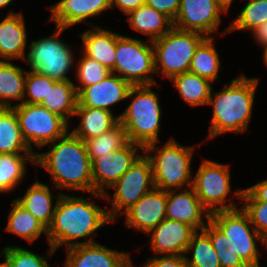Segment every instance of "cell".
Returning <instances> with one entry per match:
<instances>
[{"instance_id": "obj_38", "label": "cell", "mask_w": 267, "mask_h": 267, "mask_svg": "<svg viewBox=\"0 0 267 267\" xmlns=\"http://www.w3.org/2000/svg\"><path fill=\"white\" fill-rule=\"evenodd\" d=\"M56 82L57 80L48 76L30 70L27 71L23 103L41 104L47 97L50 87H53Z\"/></svg>"}, {"instance_id": "obj_42", "label": "cell", "mask_w": 267, "mask_h": 267, "mask_svg": "<svg viewBox=\"0 0 267 267\" xmlns=\"http://www.w3.org/2000/svg\"><path fill=\"white\" fill-rule=\"evenodd\" d=\"M143 267H188V264L182 255H156L148 258Z\"/></svg>"}, {"instance_id": "obj_48", "label": "cell", "mask_w": 267, "mask_h": 267, "mask_svg": "<svg viewBox=\"0 0 267 267\" xmlns=\"http://www.w3.org/2000/svg\"><path fill=\"white\" fill-rule=\"evenodd\" d=\"M263 61L265 66L267 67V46L263 47Z\"/></svg>"}, {"instance_id": "obj_27", "label": "cell", "mask_w": 267, "mask_h": 267, "mask_svg": "<svg viewBox=\"0 0 267 267\" xmlns=\"http://www.w3.org/2000/svg\"><path fill=\"white\" fill-rule=\"evenodd\" d=\"M26 76V70L24 72L10 61L0 60V107L11 108L23 103ZM11 100L21 102L13 105Z\"/></svg>"}, {"instance_id": "obj_17", "label": "cell", "mask_w": 267, "mask_h": 267, "mask_svg": "<svg viewBox=\"0 0 267 267\" xmlns=\"http://www.w3.org/2000/svg\"><path fill=\"white\" fill-rule=\"evenodd\" d=\"M196 231L191 225L165 218L148 233L150 247L157 256H185L188 244Z\"/></svg>"}, {"instance_id": "obj_1", "label": "cell", "mask_w": 267, "mask_h": 267, "mask_svg": "<svg viewBox=\"0 0 267 267\" xmlns=\"http://www.w3.org/2000/svg\"><path fill=\"white\" fill-rule=\"evenodd\" d=\"M111 222L113 223L107 209L81 196H69L62 193L60 198L56 199L53 221L48 228L47 257H52L61 245L67 249L81 244L96 243L93 234ZM82 238L84 242L78 240Z\"/></svg>"}, {"instance_id": "obj_19", "label": "cell", "mask_w": 267, "mask_h": 267, "mask_svg": "<svg viewBox=\"0 0 267 267\" xmlns=\"http://www.w3.org/2000/svg\"><path fill=\"white\" fill-rule=\"evenodd\" d=\"M131 87L123 78L111 72L101 82L82 88L77 93V106L111 111V106L126 99Z\"/></svg>"}, {"instance_id": "obj_43", "label": "cell", "mask_w": 267, "mask_h": 267, "mask_svg": "<svg viewBox=\"0 0 267 267\" xmlns=\"http://www.w3.org/2000/svg\"><path fill=\"white\" fill-rule=\"evenodd\" d=\"M180 1L181 0H145V4L165 14L174 21L180 7Z\"/></svg>"}, {"instance_id": "obj_2", "label": "cell", "mask_w": 267, "mask_h": 267, "mask_svg": "<svg viewBox=\"0 0 267 267\" xmlns=\"http://www.w3.org/2000/svg\"><path fill=\"white\" fill-rule=\"evenodd\" d=\"M47 152L35 153V165L44 168L51 176L55 189H67L90 193L93 197L105 198L94 192L92 162L85 142L67 132L55 140Z\"/></svg>"}, {"instance_id": "obj_8", "label": "cell", "mask_w": 267, "mask_h": 267, "mask_svg": "<svg viewBox=\"0 0 267 267\" xmlns=\"http://www.w3.org/2000/svg\"><path fill=\"white\" fill-rule=\"evenodd\" d=\"M65 30L66 28L56 26L53 35L30 42L25 57L30 71L57 81L70 80L68 73L74 66L75 56L71 47L60 38Z\"/></svg>"}, {"instance_id": "obj_47", "label": "cell", "mask_w": 267, "mask_h": 267, "mask_svg": "<svg viewBox=\"0 0 267 267\" xmlns=\"http://www.w3.org/2000/svg\"><path fill=\"white\" fill-rule=\"evenodd\" d=\"M2 256L4 257V261L0 263V267H11L9 259L4 254Z\"/></svg>"}, {"instance_id": "obj_18", "label": "cell", "mask_w": 267, "mask_h": 267, "mask_svg": "<svg viewBox=\"0 0 267 267\" xmlns=\"http://www.w3.org/2000/svg\"><path fill=\"white\" fill-rule=\"evenodd\" d=\"M179 191H167L166 218L203 230L210 220V213L203 207L192 186Z\"/></svg>"}, {"instance_id": "obj_24", "label": "cell", "mask_w": 267, "mask_h": 267, "mask_svg": "<svg viewBox=\"0 0 267 267\" xmlns=\"http://www.w3.org/2000/svg\"><path fill=\"white\" fill-rule=\"evenodd\" d=\"M61 194L62 192L58 193L57 197L53 196L49 186L37 179L21 198L17 197L15 200L48 229L52 224L56 207V202L53 205L52 201L54 198L59 199Z\"/></svg>"}, {"instance_id": "obj_45", "label": "cell", "mask_w": 267, "mask_h": 267, "mask_svg": "<svg viewBox=\"0 0 267 267\" xmlns=\"http://www.w3.org/2000/svg\"><path fill=\"white\" fill-rule=\"evenodd\" d=\"M251 34L254 36L255 42L259 43L258 45L267 46V20L253 30Z\"/></svg>"}, {"instance_id": "obj_23", "label": "cell", "mask_w": 267, "mask_h": 267, "mask_svg": "<svg viewBox=\"0 0 267 267\" xmlns=\"http://www.w3.org/2000/svg\"><path fill=\"white\" fill-rule=\"evenodd\" d=\"M80 119L79 126L70 131L74 136L86 141L110 131L119 123L112 111L77 106L74 117Z\"/></svg>"}, {"instance_id": "obj_33", "label": "cell", "mask_w": 267, "mask_h": 267, "mask_svg": "<svg viewBox=\"0 0 267 267\" xmlns=\"http://www.w3.org/2000/svg\"><path fill=\"white\" fill-rule=\"evenodd\" d=\"M190 252L193 254L191 258L187 256ZM185 259L188 267H221L210 237L203 230H197L193 234L185 252Z\"/></svg>"}, {"instance_id": "obj_41", "label": "cell", "mask_w": 267, "mask_h": 267, "mask_svg": "<svg viewBox=\"0 0 267 267\" xmlns=\"http://www.w3.org/2000/svg\"><path fill=\"white\" fill-rule=\"evenodd\" d=\"M234 196L241 201L267 202V179L242 190L237 189L234 192Z\"/></svg>"}, {"instance_id": "obj_32", "label": "cell", "mask_w": 267, "mask_h": 267, "mask_svg": "<svg viewBox=\"0 0 267 267\" xmlns=\"http://www.w3.org/2000/svg\"><path fill=\"white\" fill-rule=\"evenodd\" d=\"M220 60L214 37H205L195 49L189 72L213 82L218 79Z\"/></svg>"}, {"instance_id": "obj_4", "label": "cell", "mask_w": 267, "mask_h": 267, "mask_svg": "<svg viewBox=\"0 0 267 267\" xmlns=\"http://www.w3.org/2000/svg\"><path fill=\"white\" fill-rule=\"evenodd\" d=\"M154 86H160V84L132 86L126 99H133L127 108L117 115L119 123L126 130L128 140L143 148L158 142L159 130H161L162 108L158 93L152 90Z\"/></svg>"}, {"instance_id": "obj_11", "label": "cell", "mask_w": 267, "mask_h": 267, "mask_svg": "<svg viewBox=\"0 0 267 267\" xmlns=\"http://www.w3.org/2000/svg\"><path fill=\"white\" fill-rule=\"evenodd\" d=\"M229 164L203 159L193 177L192 187L201 200L203 207L210 213L238 208L237 203L229 200L231 175ZM228 198V199H227ZM232 202V203H231Z\"/></svg>"}, {"instance_id": "obj_20", "label": "cell", "mask_w": 267, "mask_h": 267, "mask_svg": "<svg viewBox=\"0 0 267 267\" xmlns=\"http://www.w3.org/2000/svg\"><path fill=\"white\" fill-rule=\"evenodd\" d=\"M110 8L111 0H59L49 7V19L56 26L68 29L75 24L86 23L89 17L102 15Z\"/></svg>"}, {"instance_id": "obj_15", "label": "cell", "mask_w": 267, "mask_h": 267, "mask_svg": "<svg viewBox=\"0 0 267 267\" xmlns=\"http://www.w3.org/2000/svg\"><path fill=\"white\" fill-rule=\"evenodd\" d=\"M64 267H132L130 253L112 250L100 243L81 244L65 249Z\"/></svg>"}, {"instance_id": "obj_9", "label": "cell", "mask_w": 267, "mask_h": 267, "mask_svg": "<svg viewBox=\"0 0 267 267\" xmlns=\"http://www.w3.org/2000/svg\"><path fill=\"white\" fill-rule=\"evenodd\" d=\"M210 220L225 234L248 267H260L262 250L257 248V243L263 245L264 237L256 231L242 207L214 212L210 214Z\"/></svg>"}, {"instance_id": "obj_22", "label": "cell", "mask_w": 267, "mask_h": 267, "mask_svg": "<svg viewBox=\"0 0 267 267\" xmlns=\"http://www.w3.org/2000/svg\"><path fill=\"white\" fill-rule=\"evenodd\" d=\"M89 24L93 29H87L79 34L84 45L82 52L112 71L116 60V41L120 34L93 25L91 22Z\"/></svg>"}, {"instance_id": "obj_13", "label": "cell", "mask_w": 267, "mask_h": 267, "mask_svg": "<svg viewBox=\"0 0 267 267\" xmlns=\"http://www.w3.org/2000/svg\"><path fill=\"white\" fill-rule=\"evenodd\" d=\"M228 10L220 0H181L173 26L213 37L219 29L221 14Z\"/></svg>"}, {"instance_id": "obj_39", "label": "cell", "mask_w": 267, "mask_h": 267, "mask_svg": "<svg viewBox=\"0 0 267 267\" xmlns=\"http://www.w3.org/2000/svg\"><path fill=\"white\" fill-rule=\"evenodd\" d=\"M2 250L9 259L11 267H51L45 257L22 247L7 245Z\"/></svg>"}, {"instance_id": "obj_28", "label": "cell", "mask_w": 267, "mask_h": 267, "mask_svg": "<svg viewBox=\"0 0 267 267\" xmlns=\"http://www.w3.org/2000/svg\"><path fill=\"white\" fill-rule=\"evenodd\" d=\"M77 104V90L71 80L57 81L53 87H50L47 97L41 103L43 107L59 115L68 124L69 117L74 116Z\"/></svg>"}, {"instance_id": "obj_5", "label": "cell", "mask_w": 267, "mask_h": 267, "mask_svg": "<svg viewBox=\"0 0 267 267\" xmlns=\"http://www.w3.org/2000/svg\"><path fill=\"white\" fill-rule=\"evenodd\" d=\"M194 149L195 146L178 144L175 138H170L161 148L157 142L145 146L143 152L150 160L155 187L164 191L191 187Z\"/></svg>"}, {"instance_id": "obj_14", "label": "cell", "mask_w": 267, "mask_h": 267, "mask_svg": "<svg viewBox=\"0 0 267 267\" xmlns=\"http://www.w3.org/2000/svg\"><path fill=\"white\" fill-rule=\"evenodd\" d=\"M144 148L129 141L124 147L92 161L94 192L105 194L142 155Z\"/></svg>"}, {"instance_id": "obj_50", "label": "cell", "mask_w": 267, "mask_h": 267, "mask_svg": "<svg viewBox=\"0 0 267 267\" xmlns=\"http://www.w3.org/2000/svg\"><path fill=\"white\" fill-rule=\"evenodd\" d=\"M263 246H265L264 248H266V250H267V236L264 237Z\"/></svg>"}, {"instance_id": "obj_7", "label": "cell", "mask_w": 267, "mask_h": 267, "mask_svg": "<svg viewBox=\"0 0 267 267\" xmlns=\"http://www.w3.org/2000/svg\"><path fill=\"white\" fill-rule=\"evenodd\" d=\"M147 42L120 34L116 41L115 66L111 72L131 86L157 84L153 44L152 41Z\"/></svg>"}, {"instance_id": "obj_16", "label": "cell", "mask_w": 267, "mask_h": 267, "mask_svg": "<svg viewBox=\"0 0 267 267\" xmlns=\"http://www.w3.org/2000/svg\"><path fill=\"white\" fill-rule=\"evenodd\" d=\"M167 191L154 187L122 215L127 227L148 234L166 218Z\"/></svg>"}, {"instance_id": "obj_12", "label": "cell", "mask_w": 267, "mask_h": 267, "mask_svg": "<svg viewBox=\"0 0 267 267\" xmlns=\"http://www.w3.org/2000/svg\"><path fill=\"white\" fill-rule=\"evenodd\" d=\"M155 187L150 160L141 155L137 161L110 188L113 196L107 191L105 199L111 200V210L107 209L109 218L115 222L140 198ZM112 197V198H111Z\"/></svg>"}, {"instance_id": "obj_40", "label": "cell", "mask_w": 267, "mask_h": 267, "mask_svg": "<svg viewBox=\"0 0 267 267\" xmlns=\"http://www.w3.org/2000/svg\"><path fill=\"white\" fill-rule=\"evenodd\" d=\"M241 206L247 213L256 231L263 237L267 236V202L244 201Z\"/></svg>"}, {"instance_id": "obj_29", "label": "cell", "mask_w": 267, "mask_h": 267, "mask_svg": "<svg viewBox=\"0 0 267 267\" xmlns=\"http://www.w3.org/2000/svg\"><path fill=\"white\" fill-rule=\"evenodd\" d=\"M11 211L5 230L33 243L42 234L47 237L48 229L15 199L11 201Z\"/></svg>"}, {"instance_id": "obj_37", "label": "cell", "mask_w": 267, "mask_h": 267, "mask_svg": "<svg viewBox=\"0 0 267 267\" xmlns=\"http://www.w3.org/2000/svg\"><path fill=\"white\" fill-rule=\"evenodd\" d=\"M74 67L76 78L80 85H75L77 93L84 87L90 86L104 80L111 73L109 69L96 60L83 54Z\"/></svg>"}, {"instance_id": "obj_10", "label": "cell", "mask_w": 267, "mask_h": 267, "mask_svg": "<svg viewBox=\"0 0 267 267\" xmlns=\"http://www.w3.org/2000/svg\"><path fill=\"white\" fill-rule=\"evenodd\" d=\"M15 110L22 136L31 150L38 149L63 137L70 128L63 118L41 104H17Z\"/></svg>"}, {"instance_id": "obj_25", "label": "cell", "mask_w": 267, "mask_h": 267, "mask_svg": "<svg viewBox=\"0 0 267 267\" xmlns=\"http://www.w3.org/2000/svg\"><path fill=\"white\" fill-rule=\"evenodd\" d=\"M126 16L129 26L136 32L149 36V41L162 37L174 27L168 16L147 4L139 6Z\"/></svg>"}, {"instance_id": "obj_6", "label": "cell", "mask_w": 267, "mask_h": 267, "mask_svg": "<svg viewBox=\"0 0 267 267\" xmlns=\"http://www.w3.org/2000/svg\"><path fill=\"white\" fill-rule=\"evenodd\" d=\"M204 38L203 34L173 27L152 41L155 73L171 79L188 72L195 49Z\"/></svg>"}, {"instance_id": "obj_36", "label": "cell", "mask_w": 267, "mask_h": 267, "mask_svg": "<svg viewBox=\"0 0 267 267\" xmlns=\"http://www.w3.org/2000/svg\"><path fill=\"white\" fill-rule=\"evenodd\" d=\"M203 231L210 237L221 267H248L236 253L229 239L211 220Z\"/></svg>"}, {"instance_id": "obj_31", "label": "cell", "mask_w": 267, "mask_h": 267, "mask_svg": "<svg viewBox=\"0 0 267 267\" xmlns=\"http://www.w3.org/2000/svg\"><path fill=\"white\" fill-rule=\"evenodd\" d=\"M28 162L35 163V154H0V194L13 192L20 185Z\"/></svg>"}, {"instance_id": "obj_26", "label": "cell", "mask_w": 267, "mask_h": 267, "mask_svg": "<svg viewBox=\"0 0 267 267\" xmlns=\"http://www.w3.org/2000/svg\"><path fill=\"white\" fill-rule=\"evenodd\" d=\"M35 154L24 140L15 110L0 107V154Z\"/></svg>"}, {"instance_id": "obj_35", "label": "cell", "mask_w": 267, "mask_h": 267, "mask_svg": "<svg viewBox=\"0 0 267 267\" xmlns=\"http://www.w3.org/2000/svg\"><path fill=\"white\" fill-rule=\"evenodd\" d=\"M267 20V0H249L239 15L222 32L253 31Z\"/></svg>"}, {"instance_id": "obj_30", "label": "cell", "mask_w": 267, "mask_h": 267, "mask_svg": "<svg viewBox=\"0 0 267 267\" xmlns=\"http://www.w3.org/2000/svg\"><path fill=\"white\" fill-rule=\"evenodd\" d=\"M181 98L191 107L208 104L212 92L211 81L191 72H184L170 79Z\"/></svg>"}, {"instance_id": "obj_49", "label": "cell", "mask_w": 267, "mask_h": 267, "mask_svg": "<svg viewBox=\"0 0 267 267\" xmlns=\"http://www.w3.org/2000/svg\"><path fill=\"white\" fill-rule=\"evenodd\" d=\"M227 8L230 9L234 0H220Z\"/></svg>"}, {"instance_id": "obj_34", "label": "cell", "mask_w": 267, "mask_h": 267, "mask_svg": "<svg viewBox=\"0 0 267 267\" xmlns=\"http://www.w3.org/2000/svg\"><path fill=\"white\" fill-rule=\"evenodd\" d=\"M84 142L92 162L96 158L103 157L113 151L121 149L129 140L125 128L121 123H118L110 131Z\"/></svg>"}, {"instance_id": "obj_3", "label": "cell", "mask_w": 267, "mask_h": 267, "mask_svg": "<svg viewBox=\"0 0 267 267\" xmlns=\"http://www.w3.org/2000/svg\"><path fill=\"white\" fill-rule=\"evenodd\" d=\"M258 78L239 75L230 84H224L221 91L212 89L207 105L213 106L207 138L213 139L227 132L240 133L248 129L258 87Z\"/></svg>"}, {"instance_id": "obj_46", "label": "cell", "mask_w": 267, "mask_h": 267, "mask_svg": "<svg viewBox=\"0 0 267 267\" xmlns=\"http://www.w3.org/2000/svg\"><path fill=\"white\" fill-rule=\"evenodd\" d=\"M12 2L13 0H0V9L8 7Z\"/></svg>"}, {"instance_id": "obj_44", "label": "cell", "mask_w": 267, "mask_h": 267, "mask_svg": "<svg viewBox=\"0 0 267 267\" xmlns=\"http://www.w3.org/2000/svg\"><path fill=\"white\" fill-rule=\"evenodd\" d=\"M145 4V0H111V7L117 6L125 15Z\"/></svg>"}, {"instance_id": "obj_21", "label": "cell", "mask_w": 267, "mask_h": 267, "mask_svg": "<svg viewBox=\"0 0 267 267\" xmlns=\"http://www.w3.org/2000/svg\"><path fill=\"white\" fill-rule=\"evenodd\" d=\"M23 13L10 11L0 22V60H25L27 30Z\"/></svg>"}]
</instances>
